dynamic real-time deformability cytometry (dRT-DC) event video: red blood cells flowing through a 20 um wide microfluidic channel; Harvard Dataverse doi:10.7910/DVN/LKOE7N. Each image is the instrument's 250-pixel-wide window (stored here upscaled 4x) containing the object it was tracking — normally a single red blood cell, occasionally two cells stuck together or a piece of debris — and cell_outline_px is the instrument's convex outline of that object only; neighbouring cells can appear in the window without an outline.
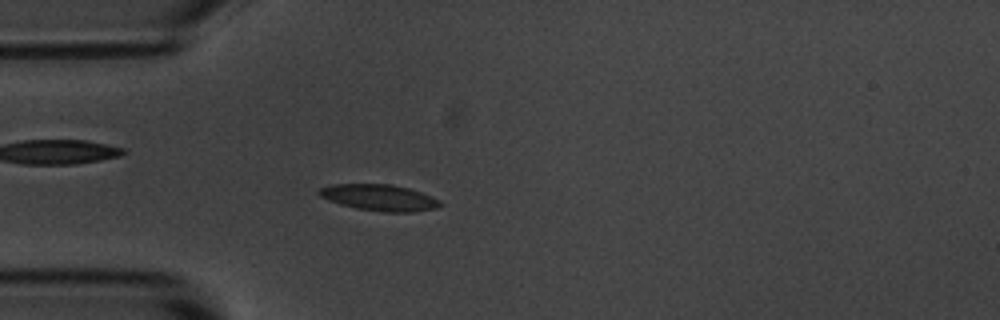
{"species": "common noctule bat (a hibernating species)", "species_latin": "Nyctalus noctula", "temperature_condition": "room temperature", "stored_images_in_passage": 55, "camera_frame_rate_fps": 3000, "um_per_image_px": 0.085, "animal": {"sex": "male", "body_mass_g": 20.1, "forearm_length_mm": 53.5}, "frame": {"image": 1, "passage_image": 15, "time_ms": 4.667, "image_size_px": [1000, 320], "cell_outline_px": [[444, 204], [436, 208], [412, 212], [384, 212], [356, 208], [340, 204], [328, 200], [320, 196], [316, 192], [320, 188], [332, 184], [392, 184], [408, 188], [420, 192], [440, 200]], "centroid_in_image_um": [32.23, 16.79], "position_along_channel_um": 52.8, "area_um2": 18.55}}
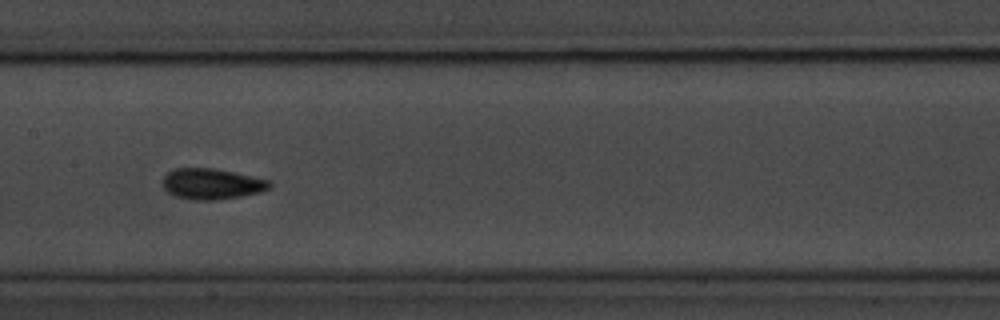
{"frame": {"image": 2, "passage_image": 27, "time_ms": 8.667, "image_size_px": [1000, 320], "cell_outline_px": [[272, 184], [268, 188], [260, 192], [220, 200], [192, 200], [176, 196], [168, 192], [160, 184], [164, 176], [168, 172], [176, 168], [216, 168], [268, 180]], "centroid_in_image_um": [17.95, 15.63], "position_along_channel_um": 189.5, "area_um2": 19.19}}
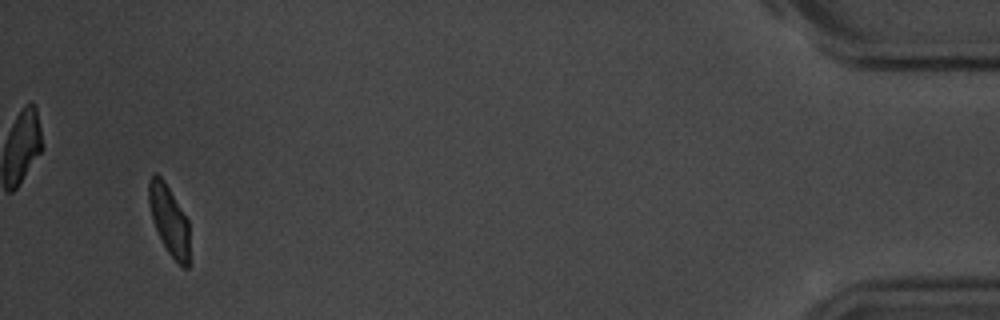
{"frame": {"image": 3, "passage_image": 53, "time_ms": 17.333, "image_size_px": [1000, 320], "cell_outline_px": [[188, 268], [184, 268], [168, 252], [156, 228], [148, 204], [148, 180], [156, 172], [164, 180], [188, 220]], "centroid_in_image_um": [14.35, 18.65], "position_along_channel_um": 420.8, "area_um2": 16.07}, "authors_computed_cell_mechanics": {"area_um2": 17.7446, "velocity_mm_per_s": 3.5787, "shape_relaxation_time_tau1_ms": 2.3069, "shape_relaxation_time_tau2_ms": 1.3997, "deformation_change_tau1": 0.1079, "deformation_change_tau2": 0.0559}}